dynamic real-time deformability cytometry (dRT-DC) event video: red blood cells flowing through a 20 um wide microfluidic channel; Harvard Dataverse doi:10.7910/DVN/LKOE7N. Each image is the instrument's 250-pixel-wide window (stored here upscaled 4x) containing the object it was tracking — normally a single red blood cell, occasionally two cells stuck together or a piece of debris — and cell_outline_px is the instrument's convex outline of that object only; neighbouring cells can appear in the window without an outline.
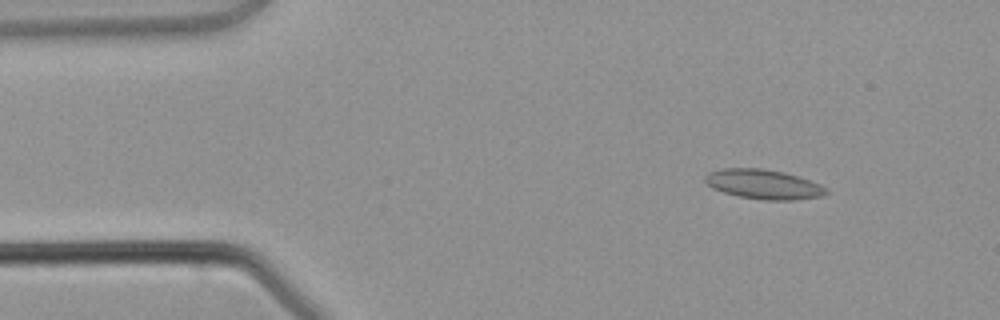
{"species": "common noctule bat (a hibernating species)", "species_latin": "Nyctalus noctula", "temperature_condition": "warm", "stored_images_in_passage": 4, "camera_frame_rate_fps": 3000, "um_per_image_px": 0.085, "animal": {"sex": "male", "body_mass_g": 21.5, "forearm_length_mm": 52.0}, "frame": {"image": 1, "passage_image": 2, "time_ms": 1.333, "image_size_px": [1000, 320], "cell_outline_px": [[828, 192], [820, 196], [792, 200], [764, 200], [740, 196], [724, 192], [712, 188], [704, 180], [704, 176], [712, 172], [724, 168], [760, 168], [784, 172], [820, 184], [828, 188]], "centroid_in_image_um": [64.9, 15.66], "position_along_channel_um": 20.1, "area_um2": 20.58}}